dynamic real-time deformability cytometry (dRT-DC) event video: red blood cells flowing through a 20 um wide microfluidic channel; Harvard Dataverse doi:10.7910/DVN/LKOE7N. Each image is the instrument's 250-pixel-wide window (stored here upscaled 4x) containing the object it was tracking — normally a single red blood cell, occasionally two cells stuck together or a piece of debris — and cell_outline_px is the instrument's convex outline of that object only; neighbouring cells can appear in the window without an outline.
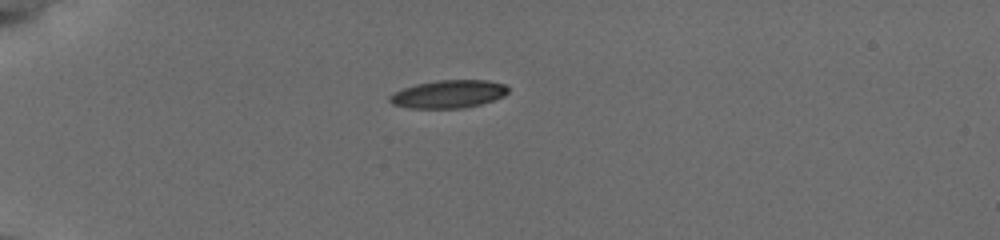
{"species": "common noctule bat (a hibernating species)", "species_latin": "Nyctalus noctula", "temperature_condition": "cold", "stored_images_in_passage": 40, "camera_frame_rate_fps": 3000, "um_per_image_px": 0.085, "animal": {"sex": "female", "body_mass_g": 19.5, "forearm_length_mm": 54.1}, "frame": {"image": 1, "passage_image": 1, "time_ms": 0.0, "image_size_px": [1000, 240], "cell_outline_px": [[508, 92], [504, 96], [480, 104], [464, 108], [408, 108], [392, 104], [388, 100], [388, 96], [392, 92], [416, 84], [436, 80], [488, 80], [504, 84], [508, 88]], "centroid_in_image_um": [38.09, 7.99], "position_along_channel_um": 46.9, "area_um2": 19.36}}
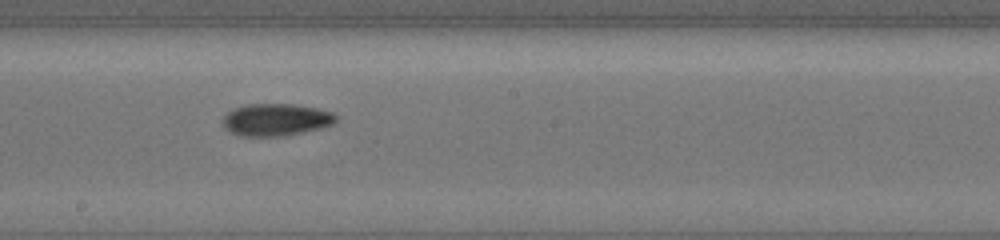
{"frame": {"image": 2, "passage_image": 18, "time_ms": 5.667, "image_size_px": [1000, 240], "cell_outline_px": [[340, 116], [332, 124], [320, 128], [300, 132], [276, 136], [240, 136], [224, 128], [224, 116], [228, 112], [236, 108], [248, 104], [292, 104], [316, 108], [336, 112]], "centroid_in_image_um": [23.5, 10.16], "position_along_channel_um": 224.7, "area_um2": 21.04}}
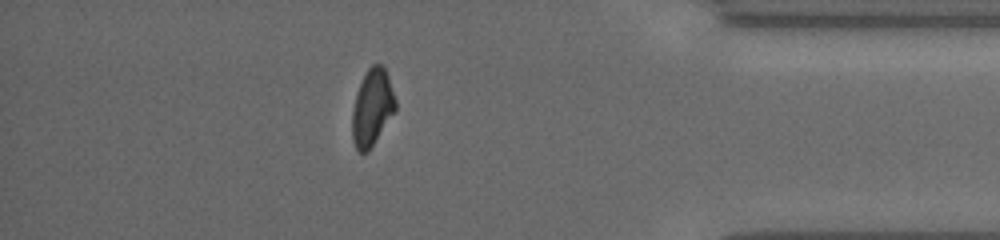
{"frame": {"image": 3, "passage_image": 34, "time_ms": 11.0, "image_size_px": [1000, 240], "cell_outline_px": [[396, 108], [372, 144], [364, 152], [360, 152], [356, 148], [352, 140], [352, 112], [356, 96], [360, 84], [368, 68], [372, 64], [380, 64], [384, 68], [388, 76], [396, 100]], "centroid_in_image_um": [31.62, 9.1], "position_along_channel_um": 403.6, "area_um2": 18.61}, "authors_computed_cell_mechanics": {"area_um2": 20.0277, "velocity_mm_per_s": 3.8243, "shape_relaxation_time_tau1_ms": 2.6689, "shape_relaxation_time_tau2_ms": 2.9777, "deformation_change_tau1": 0.134, "deformation_change_tau2": 0.0823}}